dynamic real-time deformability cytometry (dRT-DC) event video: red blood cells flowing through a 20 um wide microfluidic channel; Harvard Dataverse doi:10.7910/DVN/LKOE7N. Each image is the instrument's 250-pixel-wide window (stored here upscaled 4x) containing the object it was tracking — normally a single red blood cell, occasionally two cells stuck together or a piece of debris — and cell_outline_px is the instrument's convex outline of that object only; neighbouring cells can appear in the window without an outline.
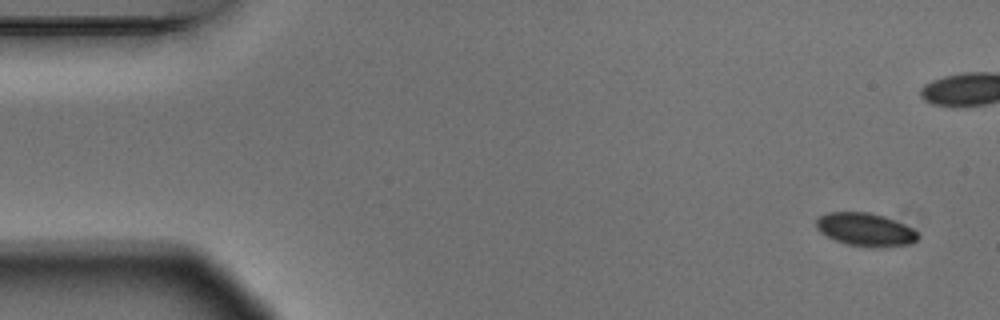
{"species": "Egyptian fruit bat (a non-hibernating species)", "species_latin": "Rousettus aegyptiacus", "temperature_condition": "warm", "stored_images_in_passage": 5, "camera_frame_rate_fps": 3000, "um_per_image_px": 0.085, "animal": {"sex": "male"}, "frame": {"image": 1, "passage_image": 1, "time_ms": 0.0, "image_size_px": [1000, 320], "cell_outline_px": [[920, 236], [912, 244], [884, 248], [868, 248], [848, 244], [836, 240], [820, 232], [816, 228], [816, 220], [820, 216], [828, 212], [868, 212], [884, 216], [904, 224], [912, 228]], "centroid_in_image_um": [73.59, 19.53], "position_along_channel_um": 11.4, "area_um2": 19.83}}
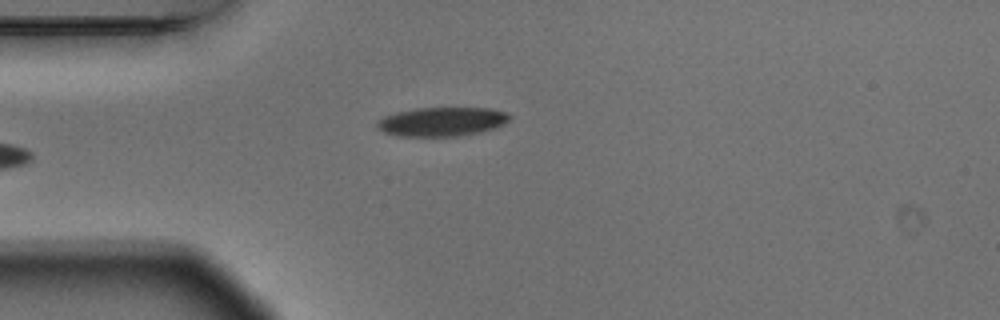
{"frame": {"image": 2, "passage_image": 5, "time_ms": 1.333, "image_size_px": [1000, 320], "cell_outline_px": [[512, 116], [504, 124], [480, 132], [456, 136], [396, 136], [384, 132], [376, 124], [376, 120], [384, 116], [396, 112], [416, 108], [488, 108], [504, 112]], "centroid_in_image_um": [37.52, 10.34], "position_along_channel_um": 47.5, "area_um2": 22.25}}